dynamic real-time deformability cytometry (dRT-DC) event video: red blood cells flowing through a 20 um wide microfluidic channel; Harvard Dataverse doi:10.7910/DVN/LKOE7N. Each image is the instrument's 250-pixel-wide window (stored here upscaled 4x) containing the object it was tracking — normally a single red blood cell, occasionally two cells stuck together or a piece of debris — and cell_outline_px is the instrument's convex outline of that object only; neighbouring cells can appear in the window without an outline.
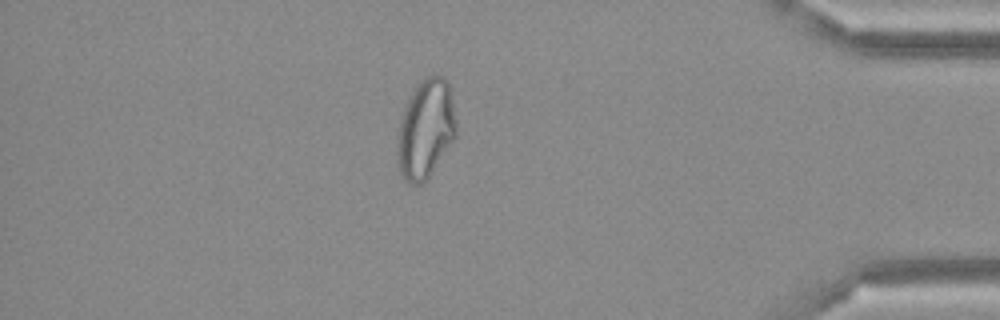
{"species": "Egyptian fruit bat (a non-hibernating species)", "species_latin": "Rousettus aegyptiacus", "temperature_condition": "cold", "stored_images_in_passage": 50, "camera_frame_rate_fps": 3000, "um_per_image_px": 0.085, "frame": {"image": 1, "passage_image": 43, "time_ms": 14.0, "image_size_px": [1000, 320], "cell_outline_px": [[456, 136], [428, 180], [424, 184], [412, 184], [404, 180], [400, 172], [396, 160], [396, 140], [400, 120], [404, 108], [412, 92], [432, 72], [444, 76], [448, 80], [456, 120]], "centroid_in_image_um": [36.17, 11.01], "position_along_channel_um": 399.0, "area_um2": 34.45}}